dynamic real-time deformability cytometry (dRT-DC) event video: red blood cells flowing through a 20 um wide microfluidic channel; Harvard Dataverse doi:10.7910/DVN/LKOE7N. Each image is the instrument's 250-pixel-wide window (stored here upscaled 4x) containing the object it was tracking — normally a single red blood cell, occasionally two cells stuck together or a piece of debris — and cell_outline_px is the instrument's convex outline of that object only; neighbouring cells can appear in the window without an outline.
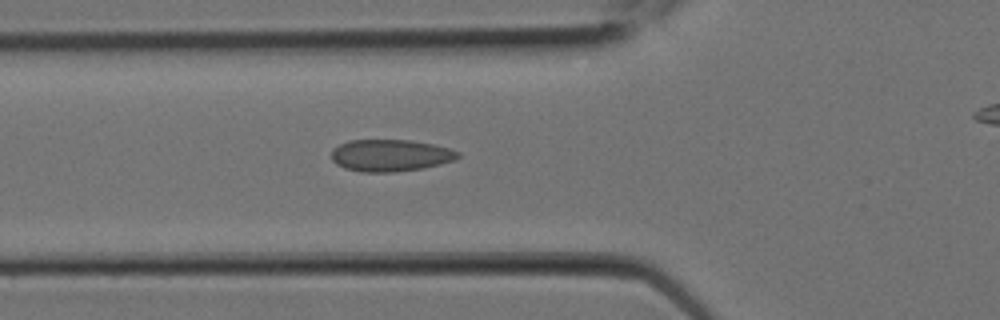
{"species": "Egyptian fruit bat (a non-hibernating species)", "species_latin": "Rousettus aegyptiacus", "temperature_condition": "room temperature", "stored_images_in_passage": 7, "camera_frame_rate_fps": 3000, "um_per_image_px": 0.085, "animal": {"sex": "female"}, "frame": {"image": 1, "passage_image": 7, "time_ms": 2.0, "image_size_px": [1000, 320], "cell_outline_px": [[460, 156], [456, 160], [424, 168], [396, 172], [360, 172], [344, 168], [336, 164], [332, 160], [332, 148], [348, 140], [408, 140], [436, 144], [460, 152]], "centroid_in_image_um": [33.19, 13.21], "position_along_channel_um": 92.6, "area_um2": 23.81}}